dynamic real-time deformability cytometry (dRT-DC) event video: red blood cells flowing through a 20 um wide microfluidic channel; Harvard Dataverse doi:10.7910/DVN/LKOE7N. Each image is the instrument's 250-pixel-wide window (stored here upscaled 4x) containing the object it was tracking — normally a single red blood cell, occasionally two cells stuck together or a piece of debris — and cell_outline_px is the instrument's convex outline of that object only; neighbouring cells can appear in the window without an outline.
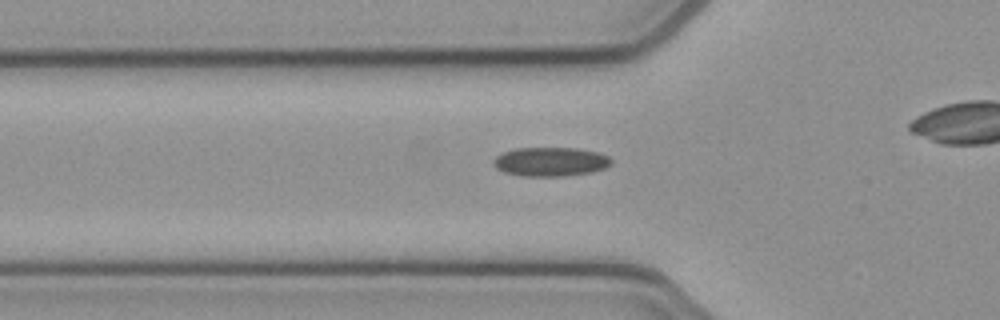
{"species": "common noctule bat (a hibernating species)", "species_latin": "Nyctalus noctula", "temperature_condition": "cold", "stored_images_in_passage": 34, "camera_frame_rate_fps": 3000, "um_per_image_px": 0.085, "animal": {"sex": "female", "body_mass_g": 21.9}, "frame": {"image": 1, "passage_image": 9, "time_ms": 2.667, "image_size_px": [1000, 320], "cell_outline_px": [[612, 164], [604, 168], [592, 172], [564, 176], [520, 176], [504, 172], [496, 168], [492, 164], [492, 160], [496, 156], [504, 152], [516, 148], [576, 148], [596, 152], [608, 156], [612, 160]], "centroid_in_image_um": [46.77, 13.75], "position_along_channel_um": 79.0, "area_um2": 20.0}}
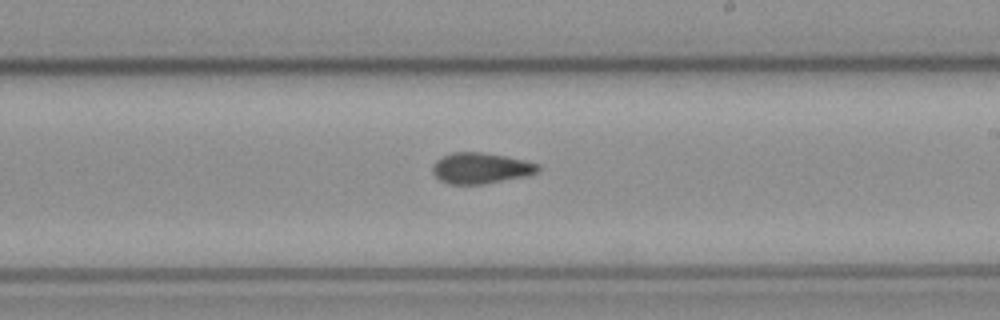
{"frame": {"image": 2, "passage_image": 22, "time_ms": 7.0, "image_size_px": [1000, 320], "cell_outline_px": [[540, 172], [528, 176], [484, 184], [448, 184], [440, 180], [432, 172], [432, 164], [436, 160], [444, 156], [456, 152], [480, 152], [504, 156], [524, 160], [540, 164]], "centroid_in_image_um": [40.9, 14.3], "position_along_channel_um": 248.1, "area_um2": 19.07}}
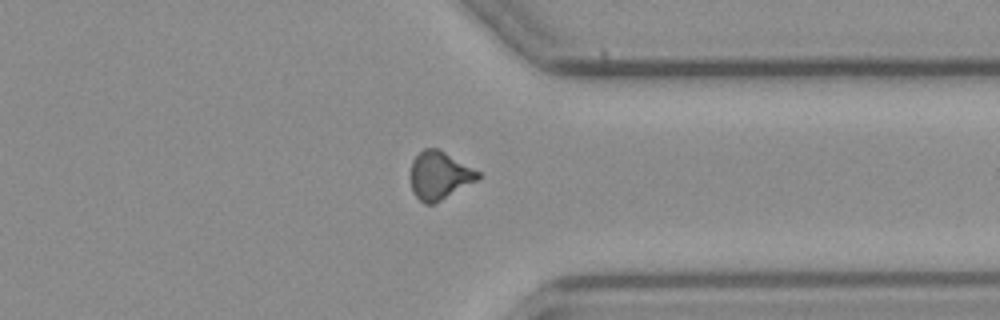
{"frame": {"image": 3, "passage_image": 32, "time_ms": 10.333, "image_size_px": [1000, 320], "cell_outline_px": [[480, 176], [476, 180], [440, 200], [432, 204], [424, 204], [412, 192], [408, 176], [412, 160], [424, 148], [440, 148], [480, 172]], "centroid_in_image_um": [37.29, 14.88], "position_along_channel_um": 374.1, "area_um2": 18.96}}